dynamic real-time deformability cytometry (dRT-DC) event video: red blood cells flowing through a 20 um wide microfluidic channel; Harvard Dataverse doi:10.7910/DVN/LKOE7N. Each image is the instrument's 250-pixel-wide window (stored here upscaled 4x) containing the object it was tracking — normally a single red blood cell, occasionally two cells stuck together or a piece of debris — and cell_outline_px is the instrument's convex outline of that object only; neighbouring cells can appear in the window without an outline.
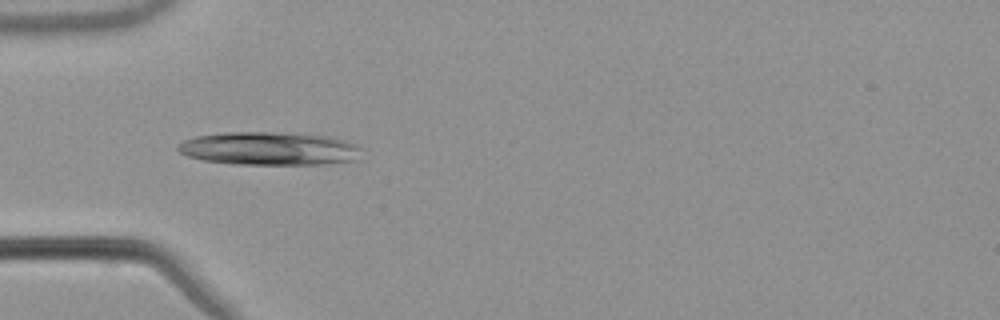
{"species": "common noctule bat (a hibernating species)", "species_latin": "Nyctalus noctula", "temperature_condition": "warm", "stored_images_in_passage": 41, "camera_frame_rate_fps": 3000, "um_per_image_px": 0.085, "animal": {"sex": "male", "body_mass_g": 21.5, "forearm_length_mm": 52.0}, "frame": {"image": 1, "passage_image": 9, "time_ms": 2.667, "image_size_px": [1000, 320], "cell_outline_px": [[360, 148], [356, 160], [320, 164], [236, 164], [204, 160], [188, 156], [180, 152], [176, 148], [184, 140], [196, 136], [224, 132], [272, 132], [328, 136], [344, 140], [356, 144]], "centroid_in_image_um": [22.86, 12.62], "position_along_channel_um": 62.1, "area_um2": 35.2}}
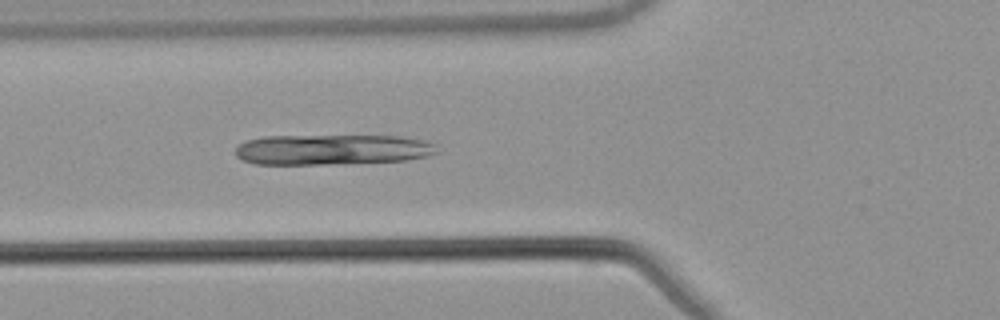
{"frame": {"image": 2, "passage_image": 12, "time_ms": 3.667, "image_size_px": [1000, 320], "cell_outline_px": [[436, 152], [428, 156], [404, 160], [324, 164], [256, 164], [244, 160], [236, 156], [236, 148], [240, 144], [248, 140], [264, 136], [404, 136], [424, 140], [436, 144]], "centroid_in_image_um": [28.24, 12.71], "position_along_channel_um": 97.6, "area_um2": 35.49}}
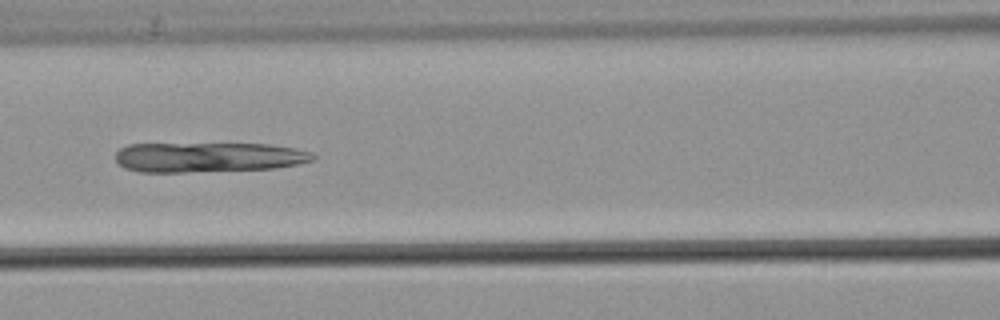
{"frame": {"image": 3, "passage_image": 16, "time_ms": 5.0, "image_size_px": [1000, 320], "cell_outline_px": [[316, 160], [300, 164], [276, 168], [184, 172], [140, 172], [124, 168], [116, 160], [116, 152], [120, 148], [128, 144], [268, 144], [296, 148], [312, 152], [316, 156]], "centroid_in_image_um": [17.75, 13.36], "position_along_channel_um": 148.9, "area_um2": 34.56}}